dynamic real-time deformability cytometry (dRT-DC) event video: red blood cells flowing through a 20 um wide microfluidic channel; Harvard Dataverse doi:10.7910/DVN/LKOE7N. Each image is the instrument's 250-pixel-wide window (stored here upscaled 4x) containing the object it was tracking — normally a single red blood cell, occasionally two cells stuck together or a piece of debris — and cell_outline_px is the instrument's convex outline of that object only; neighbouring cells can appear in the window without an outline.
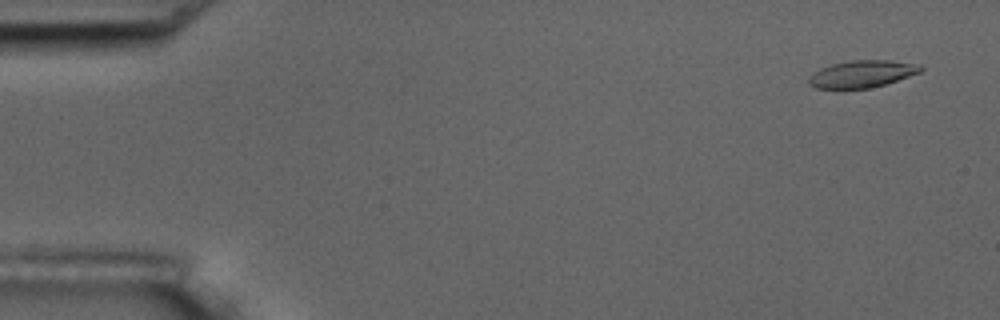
{"species": "common noctule bat (a hibernating species)", "species_latin": "Nyctalus noctula", "temperature_condition": "room temperature", "stored_images_in_passage": 5, "camera_frame_rate_fps": 3000, "um_per_image_px": 0.085, "animal": {"sex": "male", "body_mass_g": 17.5, "forearm_length_mm": 52.3}, "frame": {"image": 1, "passage_image": 1, "time_ms": 0.0, "image_size_px": [1000, 320], "cell_outline_px": [[924, 68], [920, 72], [884, 84], [868, 88], [816, 88], [808, 84], [808, 76], [812, 72], [820, 68], [832, 64], [852, 60], [888, 60], [920, 64]], "centroid_in_image_um": [73.23, 6.27], "position_along_channel_um": 11.8, "area_um2": 17.57}}
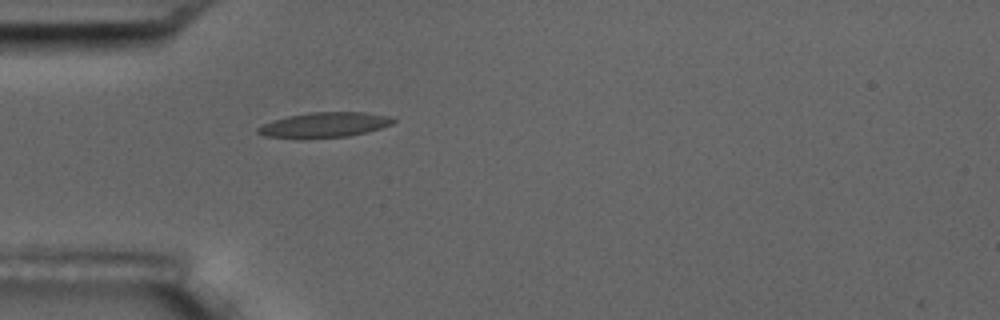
{"frame": {"image": 2, "passage_image": 5, "time_ms": 4.667, "image_size_px": [1000, 320], "cell_outline_px": [[396, 120], [392, 124], [380, 128], [348, 136], [264, 136], [256, 132], [256, 128], [272, 120], [288, 116], [308, 112], [364, 112], [388, 116]], "centroid_in_image_um": [27.6, 10.57], "position_along_channel_um": 57.4, "area_um2": 18.9}}